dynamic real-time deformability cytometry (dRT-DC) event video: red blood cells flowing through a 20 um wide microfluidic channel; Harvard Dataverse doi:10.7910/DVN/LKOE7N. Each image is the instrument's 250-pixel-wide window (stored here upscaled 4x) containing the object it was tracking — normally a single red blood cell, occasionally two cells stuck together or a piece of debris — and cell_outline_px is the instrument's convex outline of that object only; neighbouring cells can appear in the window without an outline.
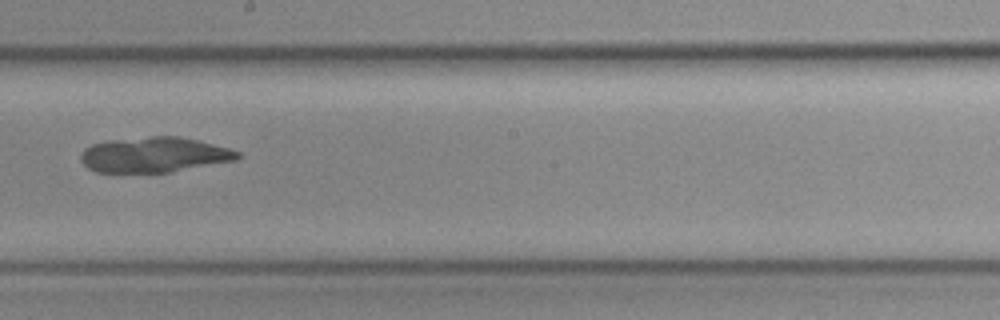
{"species": "common noctule bat (a hibernating species)", "species_latin": "Nyctalus noctula", "temperature_condition": "cold", "stored_images_in_passage": 28, "camera_frame_rate_fps": 3000, "um_per_image_px": 0.085, "animal": {"sex": "female", "body_mass_g": 19.3, "forearm_length_mm": 54.1}, "frame": {"image": 1, "passage_image": 16, "time_ms": 5.0, "image_size_px": [1000, 320], "cell_outline_px": [[240, 156], [236, 160], [168, 172], [96, 172], [88, 168], [80, 160], [80, 156], [84, 148], [92, 144], [108, 140], [152, 136], [180, 136], [228, 148], [240, 152]], "centroid_in_image_um": [13.07, 13.15], "position_along_channel_um": 235.1, "area_um2": 32.02}}